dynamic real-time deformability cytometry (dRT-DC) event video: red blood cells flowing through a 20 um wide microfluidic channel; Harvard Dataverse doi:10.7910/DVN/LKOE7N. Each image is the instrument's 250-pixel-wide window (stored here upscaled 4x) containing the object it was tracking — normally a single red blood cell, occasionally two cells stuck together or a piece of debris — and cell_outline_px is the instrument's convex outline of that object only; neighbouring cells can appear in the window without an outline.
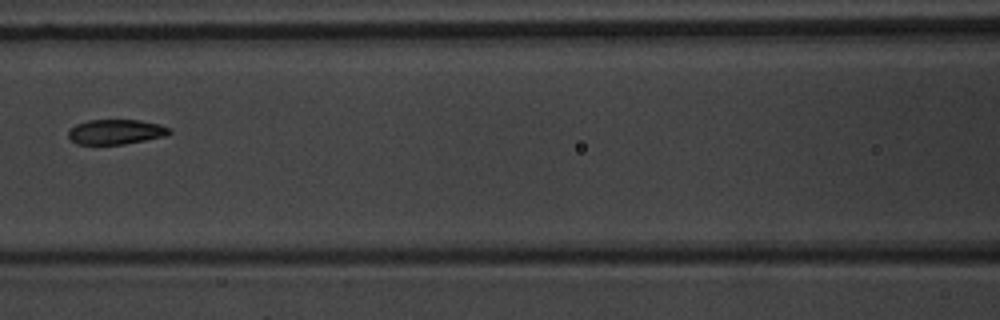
{"species": "common noctule bat (a hibernating species)", "species_latin": "Nyctalus noctula", "temperature_condition": "warm", "stored_images_in_passage": 9, "camera_frame_rate_fps": 3000, "um_per_image_px": 0.085, "animal": {"sex": "male", "body_mass_g": 20.1, "forearm_length_mm": 53.5}, "frame": {"image": 1, "passage_image": 7, "time_ms": 7.333, "image_size_px": [1000, 320], "cell_outline_px": [[172, 132], [164, 136], [124, 144], [76, 144], [68, 136], [68, 132], [76, 124], [88, 120], [140, 120], [160, 124], [172, 128]], "centroid_in_image_um": [9.87, 11.2], "position_along_channel_um": 156.7, "area_um2": 14.62}}
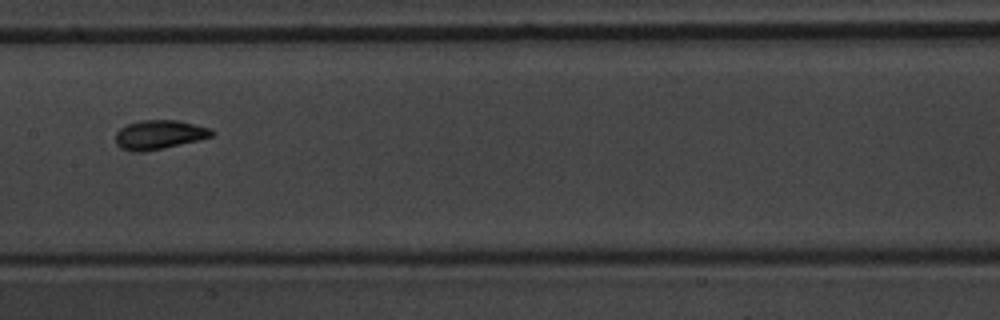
{"frame": {"image": 2, "passage_image": 8, "time_ms": 8.333, "image_size_px": [1000, 320], "cell_outline_px": [[216, 132], [212, 136], [164, 148], [144, 152], [132, 152], [120, 148], [116, 144], [116, 132], [120, 128], [128, 124], [140, 120], [180, 120], [212, 128]], "centroid_in_image_um": [13.53, 11.44], "position_along_channel_um": 193.9, "area_um2": 16.47}}
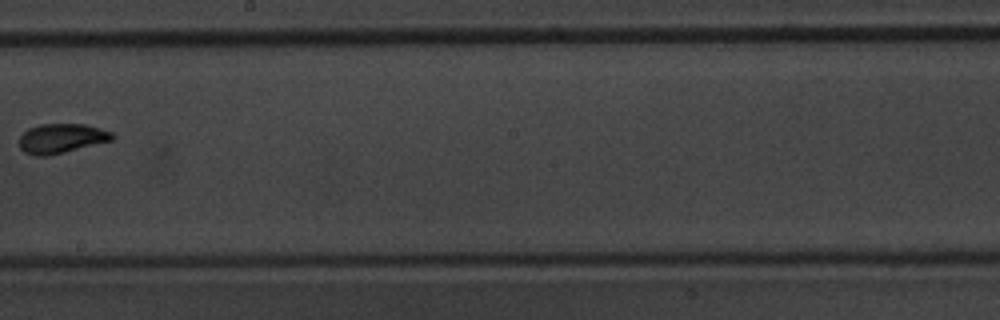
{"frame": {"image": 3, "passage_image": 9, "time_ms": 9.667, "image_size_px": [1000, 320], "cell_outline_px": [[116, 136], [112, 140], [64, 152], [44, 156], [36, 156], [24, 152], [20, 148], [20, 136], [28, 128], [40, 124], [84, 124], [100, 128], [112, 132]], "centroid_in_image_um": [5.22, 11.75], "position_along_channel_um": 243.0, "area_um2": 15.9}}